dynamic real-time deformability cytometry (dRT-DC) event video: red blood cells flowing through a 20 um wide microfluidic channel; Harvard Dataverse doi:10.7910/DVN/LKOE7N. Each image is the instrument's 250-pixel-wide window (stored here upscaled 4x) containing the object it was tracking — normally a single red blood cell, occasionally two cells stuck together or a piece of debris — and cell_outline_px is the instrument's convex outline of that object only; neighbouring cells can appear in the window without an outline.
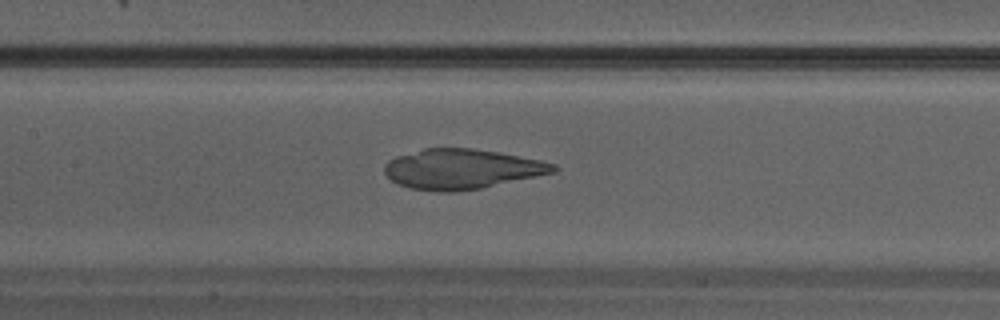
{"species": "Egyptian fruit bat (a non-hibernating species)", "species_latin": "Rousettus aegyptiacus", "temperature_condition": "warm", "stored_images_in_passage": 35, "camera_frame_rate_fps": 3000, "um_per_image_px": 0.085, "animal": {"sex": "male"}, "frame": {"image": 1, "passage_image": 16, "time_ms": 5.0, "image_size_px": [1000, 320], "cell_outline_px": [[560, 168], [556, 172], [480, 188], [456, 192], [436, 192], [408, 188], [392, 180], [384, 172], [384, 164], [388, 160], [396, 156], [424, 148], [472, 148], [500, 152], [540, 160], [556, 164]], "centroid_in_image_um": [39.25, 14.36], "position_along_channel_um": 168.2, "area_um2": 39.48}}